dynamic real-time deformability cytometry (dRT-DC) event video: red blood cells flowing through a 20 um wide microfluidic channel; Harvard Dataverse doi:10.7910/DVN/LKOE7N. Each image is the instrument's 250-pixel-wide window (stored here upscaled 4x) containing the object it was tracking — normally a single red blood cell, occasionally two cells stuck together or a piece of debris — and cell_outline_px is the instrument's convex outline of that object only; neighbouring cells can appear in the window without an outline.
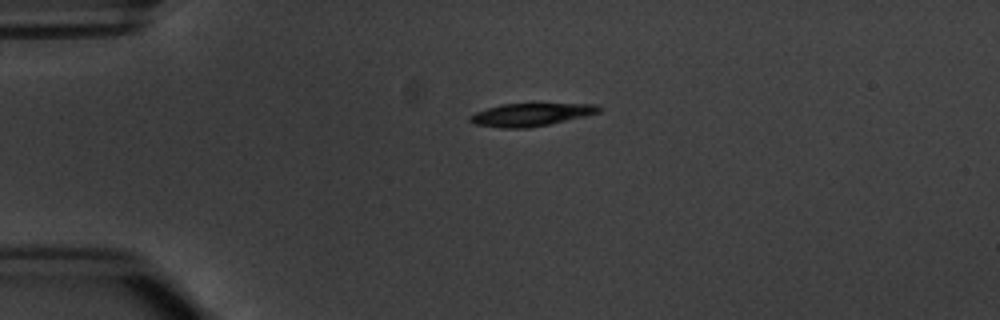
{"species": "common noctule bat (a hibernating species)", "species_latin": "Nyctalus noctula", "temperature_condition": "warm", "stored_images_in_passage": 2, "camera_frame_rate_fps": 3000, "um_per_image_px": 0.085, "animal": {"sex": "male", "body_mass_g": 20.1, "forearm_length_mm": 53.5}, "frame": {"image": 1, "passage_image": 1, "time_ms": 0.0, "image_size_px": [1000, 320], "cell_outline_px": [[600, 112], [584, 116], [548, 124], [528, 128], [504, 128], [476, 124], [468, 120], [468, 116], [476, 112], [500, 104], [596, 104], [600, 108]], "centroid_in_image_um": [45.08, 9.74], "position_along_channel_um": 39.9, "area_um2": 16.82}}